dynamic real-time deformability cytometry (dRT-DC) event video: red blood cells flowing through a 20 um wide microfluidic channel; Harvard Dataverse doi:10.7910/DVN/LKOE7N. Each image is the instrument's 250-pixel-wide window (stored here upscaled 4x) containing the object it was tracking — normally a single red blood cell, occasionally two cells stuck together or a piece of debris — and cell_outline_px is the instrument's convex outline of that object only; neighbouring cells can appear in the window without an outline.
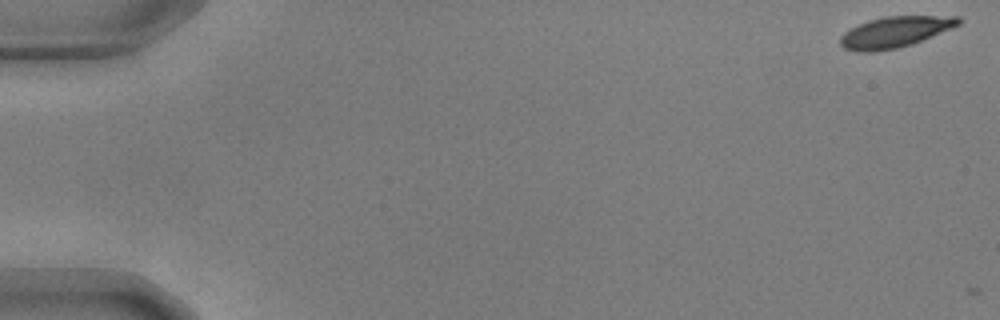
{"species": "common noctule bat (a hibernating species)", "species_latin": "Nyctalus noctula", "temperature_condition": "warm", "stored_images_in_passage": 2, "camera_frame_rate_fps": 3000, "um_per_image_px": 0.085, "animal": {"sex": "male", "body_mass_g": 17.9, "forearm_length_mm": 54.2}, "frame": {"image": 1, "passage_image": 1, "time_ms": 0.0, "image_size_px": [1000, 320], "cell_outline_px": [[960, 24], [952, 28], [912, 44], [896, 48], [872, 52], [856, 52], [844, 48], [840, 44], [840, 36], [844, 32], [868, 20], [884, 16], [960, 16]], "centroid_in_image_um": [76.06, 2.72], "position_along_channel_um": 8.9, "area_um2": 21.21}}